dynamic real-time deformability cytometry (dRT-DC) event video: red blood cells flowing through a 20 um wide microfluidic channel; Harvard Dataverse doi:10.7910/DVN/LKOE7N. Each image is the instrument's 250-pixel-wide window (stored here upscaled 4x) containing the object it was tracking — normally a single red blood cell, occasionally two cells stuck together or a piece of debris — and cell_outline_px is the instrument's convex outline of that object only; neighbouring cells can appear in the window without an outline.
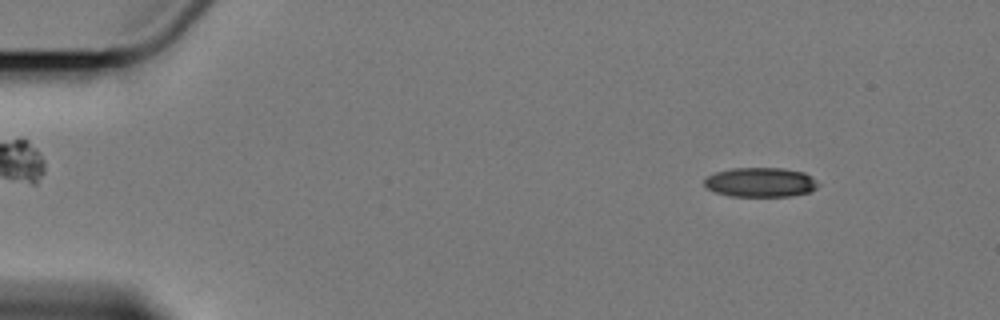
{"species": "Egyptian fruit bat (a non-hibernating species)", "species_latin": "Rousettus aegyptiacus", "temperature_condition": "cold", "stored_images_in_passage": 15, "camera_frame_rate_fps": 3000, "um_per_image_px": 0.085, "animal": {"sex": "female"}, "frame": {"image": 1, "passage_image": 2, "time_ms": 1.333, "image_size_px": [1000, 320], "cell_outline_px": [[820, 184], [812, 192], [792, 196], [732, 196], [716, 192], [704, 188], [704, 176], [716, 172], [732, 168], [784, 168], [804, 172], [816, 180]], "centroid_in_image_um": [64.64, 15.49], "position_along_channel_um": 20.4, "area_um2": 19.83}}
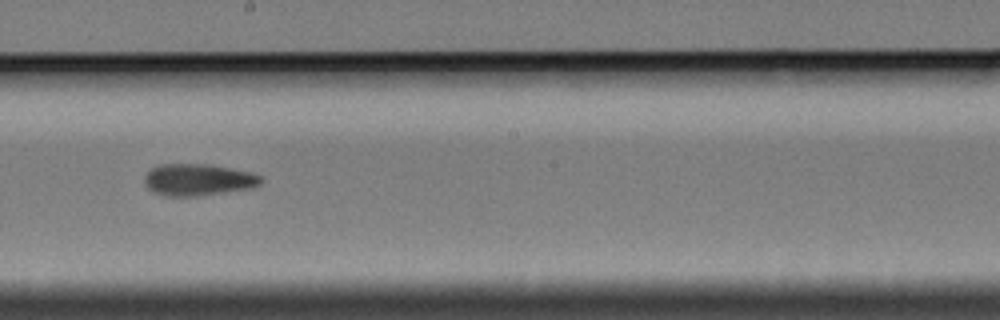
{"frame": {"image": 2, "passage_image": 9, "time_ms": 10.333, "image_size_px": [1000, 320], "cell_outline_px": [[260, 184], [252, 188], [196, 196], [164, 196], [152, 192], [144, 184], [144, 176], [148, 168], [160, 164], [208, 164], [252, 172], [260, 176]], "centroid_in_image_um": [16.77, 15.27], "position_along_channel_um": 231.4, "area_um2": 21.73}}
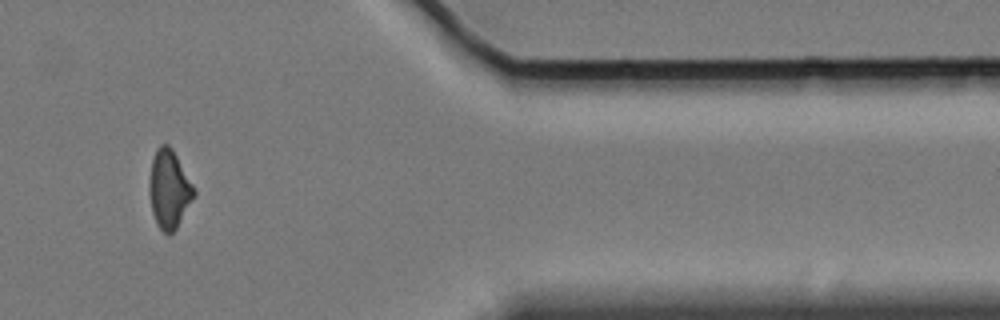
{"frame": {"image": 3, "passage_image": 13, "time_ms": 16.0, "image_size_px": [1000, 320], "cell_outline_px": [[196, 196], [176, 228], [168, 236], [160, 228], [152, 212], [148, 192], [148, 188], [152, 160], [156, 148], [160, 144], [168, 144], [172, 148], [196, 188]], "centroid_in_image_um": [14.39, 16.06], "position_along_channel_um": 397.0, "area_um2": 20.63}}